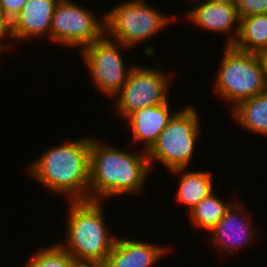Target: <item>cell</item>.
<instances>
[{"instance_id": "2e32d148", "label": "cell", "mask_w": 267, "mask_h": 267, "mask_svg": "<svg viewBox=\"0 0 267 267\" xmlns=\"http://www.w3.org/2000/svg\"><path fill=\"white\" fill-rule=\"evenodd\" d=\"M232 46L256 54L267 51V13L241 17L239 33Z\"/></svg>"}, {"instance_id": "e0dca14e", "label": "cell", "mask_w": 267, "mask_h": 267, "mask_svg": "<svg viewBox=\"0 0 267 267\" xmlns=\"http://www.w3.org/2000/svg\"><path fill=\"white\" fill-rule=\"evenodd\" d=\"M231 112L238 125L267 135V90L239 102Z\"/></svg>"}, {"instance_id": "7a4b0ae2", "label": "cell", "mask_w": 267, "mask_h": 267, "mask_svg": "<svg viewBox=\"0 0 267 267\" xmlns=\"http://www.w3.org/2000/svg\"><path fill=\"white\" fill-rule=\"evenodd\" d=\"M90 140L52 146L28 165L31 178L69 201L89 200Z\"/></svg>"}, {"instance_id": "277c9868", "label": "cell", "mask_w": 267, "mask_h": 267, "mask_svg": "<svg viewBox=\"0 0 267 267\" xmlns=\"http://www.w3.org/2000/svg\"><path fill=\"white\" fill-rule=\"evenodd\" d=\"M218 71L215 93L233 103L231 108L267 90L259 54L226 45Z\"/></svg>"}, {"instance_id": "603a6c76", "label": "cell", "mask_w": 267, "mask_h": 267, "mask_svg": "<svg viewBox=\"0 0 267 267\" xmlns=\"http://www.w3.org/2000/svg\"><path fill=\"white\" fill-rule=\"evenodd\" d=\"M259 55H260L262 65H263L264 81H265V85L267 87V51L262 52Z\"/></svg>"}, {"instance_id": "9c48e42d", "label": "cell", "mask_w": 267, "mask_h": 267, "mask_svg": "<svg viewBox=\"0 0 267 267\" xmlns=\"http://www.w3.org/2000/svg\"><path fill=\"white\" fill-rule=\"evenodd\" d=\"M169 84L167 75L163 71H159V68L155 70L154 68L133 66L126 83L114 96L117 98L114 109L124 121L137 110L163 104L168 101Z\"/></svg>"}, {"instance_id": "52a82bcc", "label": "cell", "mask_w": 267, "mask_h": 267, "mask_svg": "<svg viewBox=\"0 0 267 267\" xmlns=\"http://www.w3.org/2000/svg\"><path fill=\"white\" fill-rule=\"evenodd\" d=\"M93 13L71 0H60L52 16L50 40L81 50L100 39L105 34V16L100 22Z\"/></svg>"}, {"instance_id": "4fadbf2b", "label": "cell", "mask_w": 267, "mask_h": 267, "mask_svg": "<svg viewBox=\"0 0 267 267\" xmlns=\"http://www.w3.org/2000/svg\"><path fill=\"white\" fill-rule=\"evenodd\" d=\"M166 248L156 244L141 242L140 240L117 237L111 253L104 264L106 267H151L168 254Z\"/></svg>"}, {"instance_id": "484cf974", "label": "cell", "mask_w": 267, "mask_h": 267, "mask_svg": "<svg viewBox=\"0 0 267 267\" xmlns=\"http://www.w3.org/2000/svg\"><path fill=\"white\" fill-rule=\"evenodd\" d=\"M96 267H106V265L105 264H100V263H97L96 262Z\"/></svg>"}, {"instance_id": "ffe728a7", "label": "cell", "mask_w": 267, "mask_h": 267, "mask_svg": "<svg viewBox=\"0 0 267 267\" xmlns=\"http://www.w3.org/2000/svg\"><path fill=\"white\" fill-rule=\"evenodd\" d=\"M236 8L240 18L267 13V0H237Z\"/></svg>"}, {"instance_id": "30bf717a", "label": "cell", "mask_w": 267, "mask_h": 267, "mask_svg": "<svg viewBox=\"0 0 267 267\" xmlns=\"http://www.w3.org/2000/svg\"><path fill=\"white\" fill-rule=\"evenodd\" d=\"M244 208L242 204L233 202L225 211L223 218L209 231V239L214 241L216 249L218 247L223 253L232 255L238 248H241L240 245L249 246L248 243L257 237L255 236L256 229L250 225L252 215L248 214L245 217Z\"/></svg>"}, {"instance_id": "8fae6325", "label": "cell", "mask_w": 267, "mask_h": 267, "mask_svg": "<svg viewBox=\"0 0 267 267\" xmlns=\"http://www.w3.org/2000/svg\"><path fill=\"white\" fill-rule=\"evenodd\" d=\"M59 1L28 0L10 23V37L13 42L46 34L50 40L52 16Z\"/></svg>"}, {"instance_id": "cb8c5ba5", "label": "cell", "mask_w": 267, "mask_h": 267, "mask_svg": "<svg viewBox=\"0 0 267 267\" xmlns=\"http://www.w3.org/2000/svg\"><path fill=\"white\" fill-rule=\"evenodd\" d=\"M71 267H96V262L74 261Z\"/></svg>"}, {"instance_id": "7c38bea8", "label": "cell", "mask_w": 267, "mask_h": 267, "mask_svg": "<svg viewBox=\"0 0 267 267\" xmlns=\"http://www.w3.org/2000/svg\"><path fill=\"white\" fill-rule=\"evenodd\" d=\"M187 14V19L204 30L234 34L227 37L226 45H233L238 33L240 17L236 5L202 1ZM234 31V32H231ZM231 32V33H230Z\"/></svg>"}, {"instance_id": "8992f818", "label": "cell", "mask_w": 267, "mask_h": 267, "mask_svg": "<svg viewBox=\"0 0 267 267\" xmlns=\"http://www.w3.org/2000/svg\"><path fill=\"white\" fill-rule=\"evenodd\" d=\"M105 11V34L128 48L140 44L163 31L171 18L146 4L143 0H129Z\"/></svg>"}, {"instance_id": "5b68a950", "label": "cell", "mask_w": 267, "mask_h": 267, "mask_svg": "<svg viewBox=\"0 0 267 267\" xmlns=\"http://www.w3.org/2000/svg\"><path fill=\"white\" fill-rule=\"evenodd\" d=\"M199 120L198 112L191 106L173 114L156 142L146 152L151 170L153 159L170 171L188 167L201 133Z\"/></svg>"}, {"instance_id": "ac0fdd59", "label": "cell", "mask_w": 267, "mask_h": 267, "mask_svg": "<svg viewBox=\"0 0 267 267\" xmlns=\"http://www.w3.org/2000/svg\"><path fill=\"white\" fill-rule=\"evenodd\" d=\"M232 203L222 201L219 196L211 192L203 198L189 213L196 228L210 231L223 218L225 211Z\"/></svg>"}, {"instance_id": "3957f363", "label": "cell", "mask_w": 267, "mask_h": 267, "mask_svg": "<svg viewBox=\"0 0 267 267\" xmlns=\"http://www.w3.org/2000/svg\"><path fill=\"white\" fill-rule=\"evenodd\" d=\"M66 241L58 243L75 261L104 264L111 253L116 235L106 228L100 201H69Z\"/></svg>"}, {"instance_id": "44dd1931", "label": "cell", "mask_w": 267, "mask_h": 267, "mask_svg": "<svg viewBox=\"0 0 267 267\" xmlns=\"http://www.w3.org/2000/svg\"><path fill=\"white\" fill-rule=\"evenodd\" d=\"M27 1L28 0H0V9L4 18L11 23Z\"/></svg>"}, {"instance_id": "ba28073f", "label": "cell", "mask_w": 267, "mask_h": 267, "mask_svg": "<svg viewBox=\"0 0 267 267\" xmlns=\"http://www.w3.org/2000/svg\"><path fill=\"white\" fill-rule=\"evenodd\" d=\"M117 42V43H116ZM127 46L104 34L100 39L81 49L82 59L100 93L113 97L126 83L130 68L125 67L120 48Z\"/></svg>"}, {"instance_id": "7402d4cb", "label": "cell", "mask_w": 267, "mask_h": 267, "mask_svg": "<svg viewBox=\"0 0 267 267\" xmlns=\"http://www.w3.org/2000/svg\"><path fill=\"white\" fill-rule=\"evenodd\" d=\"M6 38H10V23L4 18L1 9H0V49L3 50L5 47L3 40ZM3 44H2V43Z\"/></svg>"}, {"instance_id": "5bb4252c", "label": "cell", "mask_w": 267, "mask_h": 267, "mask_svg": "<svg viewBox=\"0 0 267 267\" xmlns=\"http://www.w3.org/2000/svg\"><path fill=\"white\" fill-rule=\"evenodd\" d=\"M169 102L147 106L130 114L124 121L130 127L134 141L144 143L142 151L147 152L156 142L174 113H170Z\"/></svg>"}, {"instance_id": "6da1fadb", "label": "cell", "mask_w": 267, "mask_h": 267, "mask_svg": "<svg viewBox=\"0 0 267 267\" xmlns=\"http://www.w3.org/2000/svg\"><path fill=\"white\" fill-rule=\"evenodd\" d=\"M90 140L89 200L132 195L143 191V184L152 172L145 151L131 153Z\"/></svg>"}, {"instance_id": "d4e9b609", "label": "cell", "mask_w": 267, "mask_h": 267, "mask_svg": "<svg viewBox=\"0 0 267 267\" xmlns=\"http://www.w3.org/2000/svg\"><path fill=\"white\" fill-rule=\"evenodd\" d=\"M192 1V0H191ZM195 3L199 2V0H193ZM211 3H221V4H230L236 5L237 0H205Z\"/></svg>"}, {"instance_id": "9a60e30c", "label": "cell", "mask_w": 267, "mask_h": 267, "mask_svg": "<svg viewBox=\"0 0 267 267\" xmlns=\"http://www.w3.org/2000/svg\"><path fill=\"white\" fill-rule=\"evenodd\" d=\"M184 169L186 170V168H178L169 172L181 175L176 201L186 205L189 213L203 198L213 192V180L210 171L185 172Z\"/></svg>"}, {"instance_id": "d6986e66", "label": "cell", "mask_w": 267, "mask_h": 267, "mask_svg": "<svg viewBox=\"0 0 267 267\" xmlns=\"http://www.w3.org/2000/svg\"><path fill=\"white\" fill-rule=\"evenodd\" d=\"M75 261L58 243L39 249L24 267H71Z\"/></svg>"}]
</instances>
